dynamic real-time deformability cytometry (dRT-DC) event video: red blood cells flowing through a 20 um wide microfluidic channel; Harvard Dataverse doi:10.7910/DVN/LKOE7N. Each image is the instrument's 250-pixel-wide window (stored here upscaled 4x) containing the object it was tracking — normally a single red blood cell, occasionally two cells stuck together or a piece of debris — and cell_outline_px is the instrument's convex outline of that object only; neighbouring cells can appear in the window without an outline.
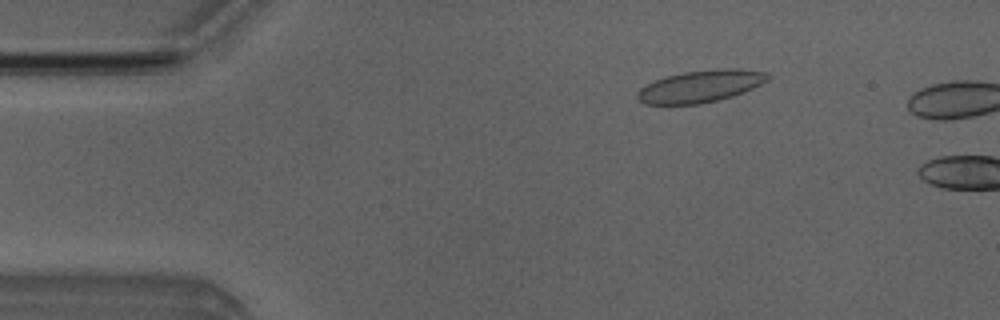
{"species": "Egyptian fruit bat (a non-hibernating species)", "species_latin": "Rousettus aegyptiacus", "temperature_condition": "room temperature", "stored_images_in_passage": 3, "camera_frame_rate_fps": 3000, "um_per_image_px": 0.085, "animal": {"sex": "male"}, "frame": {"image": 1, "passage_image": 2, "time_ms": 1.333, "image_size_px": [1000, 320], "cell_outline_px": [[768, 80], [744, 92], [732, 96], [700, 104], [644, 104], [636, 96], [636, 92], [640, 88], [656, 80], [668, 76], [684, 72], [716, 68], [736, 68], [768, 72]], "centroid_in_image_um": [59.55, 7.32], "position_along_channel_um": 25.4, "area_um2": 24.22}}